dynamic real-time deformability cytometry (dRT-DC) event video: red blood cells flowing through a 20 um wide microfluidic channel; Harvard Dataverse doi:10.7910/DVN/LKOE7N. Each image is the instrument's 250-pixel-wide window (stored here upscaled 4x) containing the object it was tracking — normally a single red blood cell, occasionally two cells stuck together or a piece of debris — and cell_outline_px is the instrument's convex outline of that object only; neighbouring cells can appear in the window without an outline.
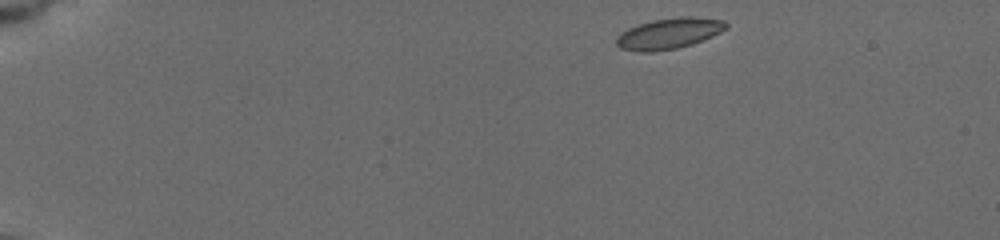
{"species": "common noctule bat (a hibernating species)", "species_latin": "Nyctalus noctula", "temperature_condition": "cold", "stored_images_in_passage": 9, "camera_frame_rate_fps": 3000, "um_per_image_px": 0.085, "animal": {"sex": "female", "body_mass_g": 19.5, "forearm_length_mm": 54.1}, "frame": {"image": 1, "passage_image": 1, "time_ms": 0.0, "image_size_px": [1000, 240], "cell_outline_px": [[728, 28], [712, 36], [692, 44], [676, 48], [652, 52], [640, 52], [620, 48], [616, 44], [616, 36], [620, 32], [628, 28], [652, 20], [680, 16], [688, 16], [724, 20], [728, 24]], "centroid_in_image_um": [56.85, 2.84], "position_along_channel_um": 28.2, "area_um2": 19.77}}
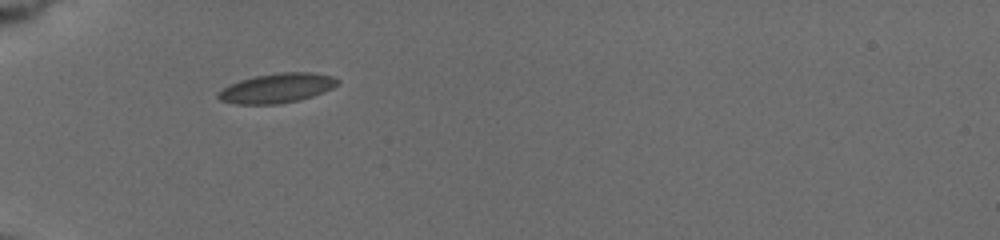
{"frame": {"image": 2, "passage_image": 8, "time_ms": 3.333, "image_size_px": [1000, 240], "cell_outline_px": [[340, 80], [332, 88], [312, 96], [300, 100], [276, 104], [236, 104], [220, 100], [216, 96], [216, 92], [228, 84], [240, 80], [256, 76], [280, 72], [312, 72], [332, 76]], "centroid_in_image_um": [23.49, 7.49], "position_along_channel_um": 61.5, "area_um2": 20.58}}